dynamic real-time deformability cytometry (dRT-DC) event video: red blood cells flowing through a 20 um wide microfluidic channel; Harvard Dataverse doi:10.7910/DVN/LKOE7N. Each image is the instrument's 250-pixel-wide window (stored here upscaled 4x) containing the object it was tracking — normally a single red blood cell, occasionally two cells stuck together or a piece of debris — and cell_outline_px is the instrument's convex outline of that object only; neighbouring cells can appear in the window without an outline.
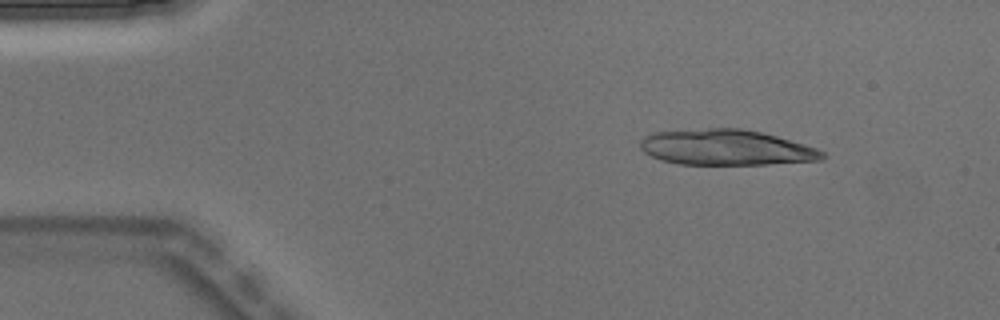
{"species": "Egyptian fruit bat (a non-hibernating species)", "species_latin": "Rousettus aegyptiacus", "temperature_condition": "warm", "stored_images_in_passage": 3, "camera_frame_rate_fps": 3000, "um_per_image_px": 0.085, "animal": {"sex": "male"}, "frame": {"image": 1, "passage_image": 1, "time_ms": 0.0, "image_size_px": [1000, 320], "cell_outline_px": [[828, 156], [820, 160], [768, 164], [680, 164], [660, 160], [644, 152], [640, 148], [640, 140], [644, 136], [652, 132], [708, 128], [740, 128], [760, 132], [776, 136], [804, 144], [816, 148], [824, 152]], "centroid_in_image_um": [61.7, 12.53], "position_along_channel_um": 23.3, "area_um2": 37.74}}